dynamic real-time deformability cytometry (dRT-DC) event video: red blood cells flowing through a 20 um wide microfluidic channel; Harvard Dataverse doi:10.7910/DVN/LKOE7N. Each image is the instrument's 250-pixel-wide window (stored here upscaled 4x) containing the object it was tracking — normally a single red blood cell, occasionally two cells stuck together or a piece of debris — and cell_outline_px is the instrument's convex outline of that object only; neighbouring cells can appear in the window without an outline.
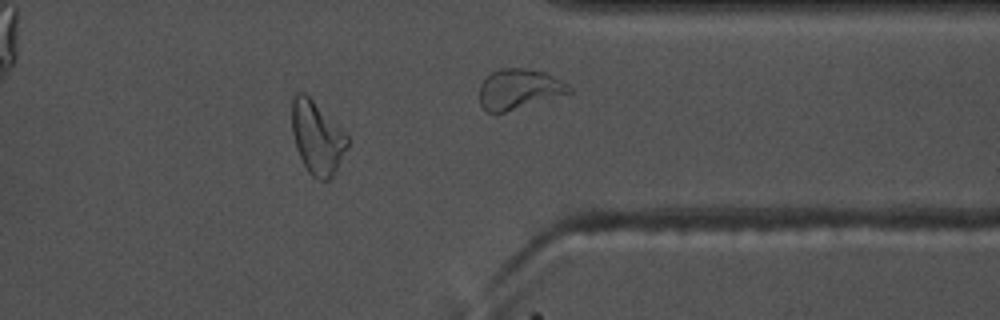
{"species": "common noctule bat (a hibernating species)", "species_latin": "Nyctalus noctula", "temperature_condition": "warm", "stored_images_in_passage": 40, "camera_frame_rate_fps": 3000, "um_per_image_px": 0.085, "animal": {"sex": "male", "body_mass_g": 17.5, "forearm_length_mm": 52.3}, "frame": {"image": 1, "passage_image": 29, "time_ms": 9.333, "image_size_px": [1000, 320], "cell_outline_px": [[348, 144], [332, 176], [328, 180], [320, 180], [312, 176], [308, 172], [296, 148], [292, 132], [292, 96], [296, 92], [304, 92], [348, 136]], "centroid_in_image_um": [26.91, 11.69], "position_along_channel_um": 384.5, "area_um2": 23.0}, "authors_computed_cell_mechanics": {"area_um2": 21.5594, "velocity_mm_per_s": 3.6829, "shape_relaxation_time_tau1_ms": null, "shape_relaxation_time_tau2_ms": 4.2611, "deformation_change_tau1": null, "deformation_change_tau2": 0.1299}}